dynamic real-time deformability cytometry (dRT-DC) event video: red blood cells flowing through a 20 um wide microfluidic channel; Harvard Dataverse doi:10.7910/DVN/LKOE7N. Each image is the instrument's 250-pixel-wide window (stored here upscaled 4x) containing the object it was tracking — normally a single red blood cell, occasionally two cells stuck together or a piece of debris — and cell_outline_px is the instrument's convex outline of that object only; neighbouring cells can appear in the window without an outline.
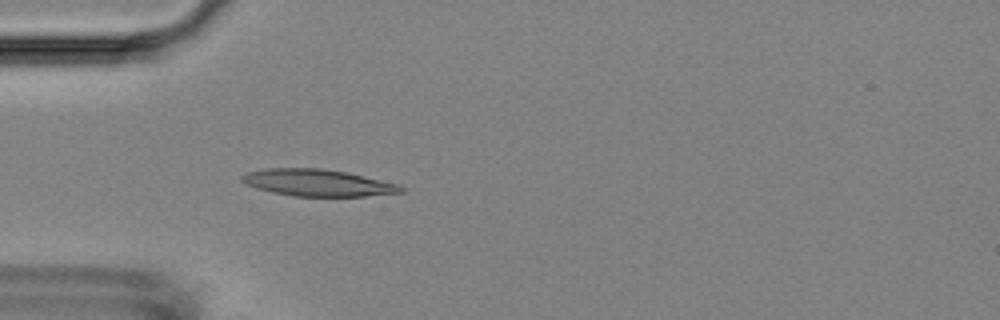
{"species": "Egyptian fruit bat (a non-hibernating species)", "species_latin": "Rousettus aegyptiacus", "temperature_condition": "room temperature", "stored_images_in_passage": 54, "camera_frame_rate_fps": 3000, "um_per_image_px": 0.085, "animal": {"sex": "female"}, "frame": {"image": 1, "passage_image": 16, "time_ms": 5.0, "image_size_px": [1000, 320], "cell_outline_px": [[404, 192], [364, 196], [292, 196], [272, 192], [248, 184], [240, 180], [240, 176], [248, 172], [268, 168], [320, 168], [348, 172], [396, 184], [404, 188]], "centroid_in_image_um": [27.0, 15.53], "position_along_channel_um": 58.0, "area_um2": 24.57}}
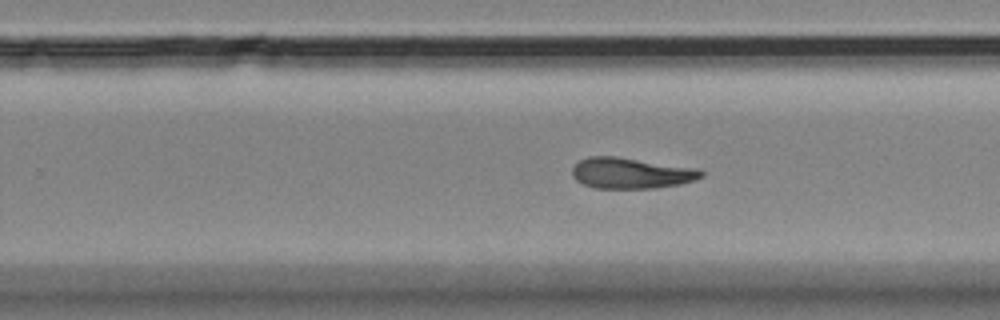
{"frame": {"image": 2, "passage_image": 34, "time_ms": 11.0, "image_size_px": [1000, 320], "cell_outline_px": [[704, 176], [696, 180], [680, 184], [656, 188], [596, 188], [584, 184], [576, 180], [572, 176], [572, 168], [580, 160], [588, 156], [616, 156], [700, 168], [704, 172]], "centroid_in_image_um": [53.69, 14.71], "position_along_channel_um": 276.1, "area_um2": 23.47}}
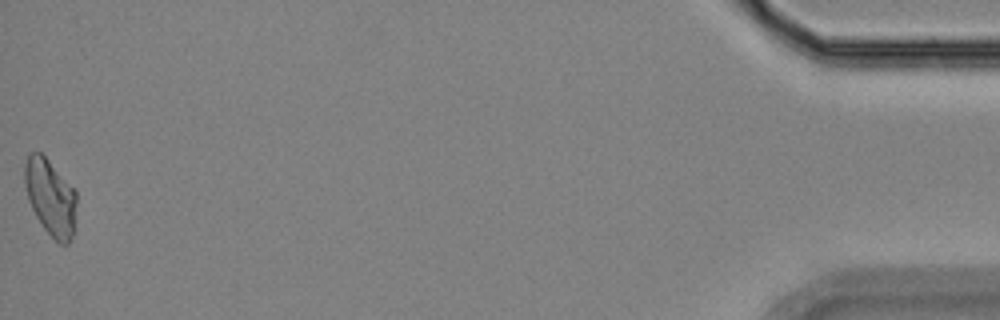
{"frame": {"image": 3, "passage_image": 54, "time_ms": 17.667, "image_size_px": [1000, 320], "cell_outline_px": [[76, 204], [72, 240], [68, 244], [60, 244], [44, 228], [36, 216], [28, 200], [24, 180], [24, 164], [28, 156], [32, 152], [40, 152], [48, 160], [76, 192]], "centroid_in_image_um": [4.28, 16.78], "position_along_channel_um": 430.9, "area_um2": 22.66}, "authors_computed_cell_mechanics": {"area_um2": 23.1489, "velocity_mm_per_s": 3.7005, "shape_relaxation_time_tau1_ms": null, "shape_relaxation_time_tau2_ms": 5.1657, "deformation_change_tau1": null, "deformation_change_tau2": 0.1363}}